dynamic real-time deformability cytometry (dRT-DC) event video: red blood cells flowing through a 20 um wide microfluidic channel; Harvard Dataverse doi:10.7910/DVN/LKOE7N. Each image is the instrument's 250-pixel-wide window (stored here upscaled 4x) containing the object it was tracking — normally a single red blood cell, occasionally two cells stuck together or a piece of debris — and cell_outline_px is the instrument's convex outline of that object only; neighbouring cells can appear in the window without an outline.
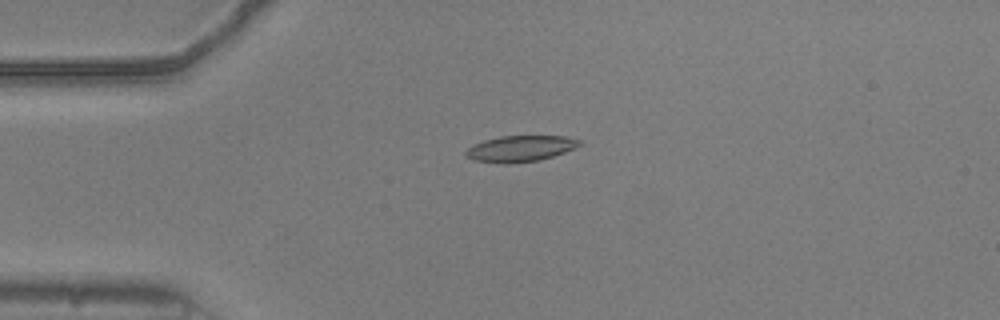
{"species": "common noctule bat (a hibernating species)", "species_latin": "Nyctalus noctula", "temperature_condition": "warm", "stored_images_in_passage": 54, "camera_frame_rate_fps": 3000, "um_per_image_px": 0.085, "animal": {"sex": "male", "body_mass_g": 20.5, "forearm_length_mm": 52.5}, "frame": {"image": 1, "passage_image": 13, "time_ms": 4.0, "image_size_px": [1000, 320], "cell_outline_px": [[580, 144], [564, 152], [540, 160], [504, 164], [476, 160], [464, 156], [464, 152], [468, 148], [484, 140], [500, 136], [564, 136], [580, 140]], "centroid_in_image_um": [44.18, 12.63], "position_along_channel_um": 40.8, "area_um2": 16.99}}
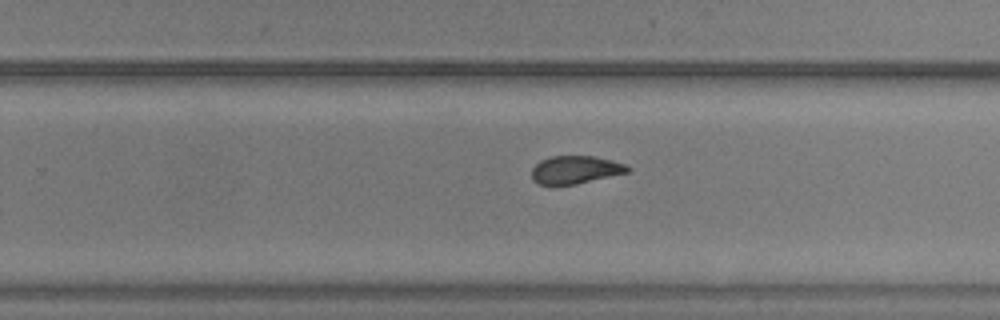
{"frame": {"image": 2, "passage_image": 34, "time_ms": 11.0, "image_size_px": [1000, 320], "cell_outline_px": [[632, 168], [628, 172], [576, 184], [556, 188], [552, 188], [536, 184], [532, 180], [532, 168], [540, 160], [552, 156], [592, 156], [612, 160], [624, 164]], "centroid_in_image_um": [48.82, 14.48], "position_along_channel_um": 281.0, "area_um2": 16.13}}
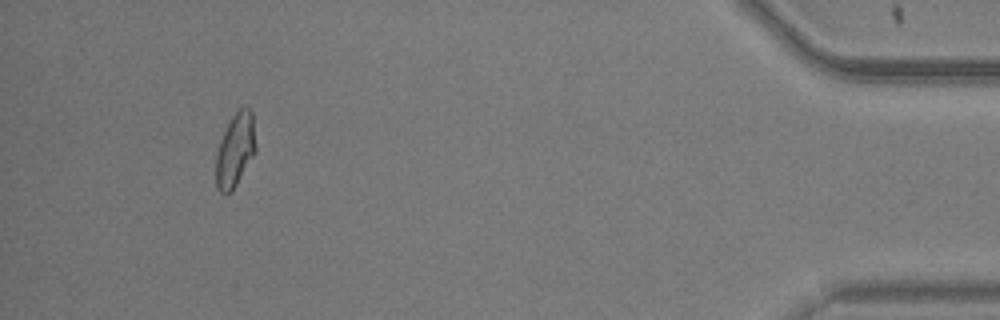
{"frame": {"image": 3, "passage_image": 50, "time_ms": 16.333, "image_size_px": [1000, 320], "cell_outline_px": [[256, 152], [236, 184], [224, 196], [216, 188], [216, 156], [220, 140], [232, 116], [244, 104], [252, 112], [256, 144]], "centroid_in_image_um": [20.0, 12.74], "position_along_channel_um": 415.2, "area_um2": 16.99}, "authors_computed_cell_mechanics": {"area_um2": 16.9643, "velocity_mm_per_s": 3.7776, "shape_relaxation_time_tau1_ms": 3.7384, "shape_relaxation_time_tau2_ms": 1.2, "deformation_change_tau1": 0.1305, "deformation_change_tau2": 0.051}}